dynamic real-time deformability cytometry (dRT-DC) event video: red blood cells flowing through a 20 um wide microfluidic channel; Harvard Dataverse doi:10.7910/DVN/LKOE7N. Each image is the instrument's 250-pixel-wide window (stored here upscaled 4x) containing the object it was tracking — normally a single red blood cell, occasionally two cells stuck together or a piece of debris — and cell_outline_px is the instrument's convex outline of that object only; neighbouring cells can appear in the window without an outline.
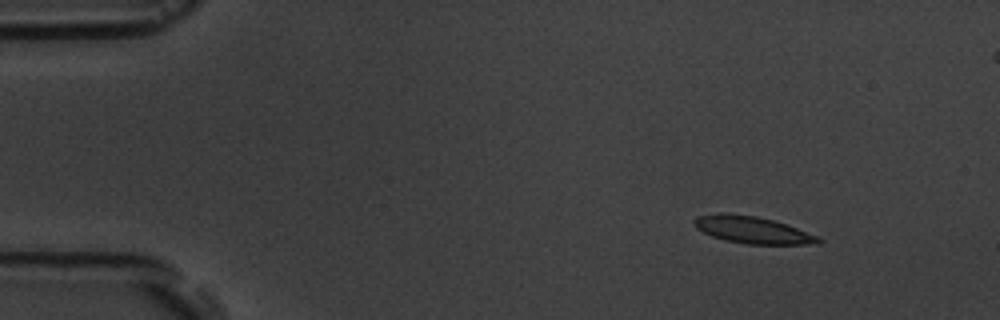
{"species": "common noctule bat (a hibernating species)", "species_latin": "Nyctalus noctula", "temperature_condition": "room temperature", "stored_images_in_passage": 4, "camera_frame_rate_fps": 3000, "um_per_image_px": 0.085, "animal": {"sex": "male", "body_mass_g": 19.5, "forearm_length_mm": 54.6}, "frame": {"image": 1, "passage_image": 1, "time_ms": 0.0, "image_size_px": [1000, 320], "cell_outline_px": [[824, 240], [820, 244], [748, 244], [724, 240], [712, 236], [696, 228], [692, 224], [692, 220], [696, 216], [720, 212], [728, 212], [756, 216], [772, 220], [820, 236]], "centroid_in_image_um": [63.93, 19.53], "position_along_channel_um": 21.1, "area_um2": 19.77}}
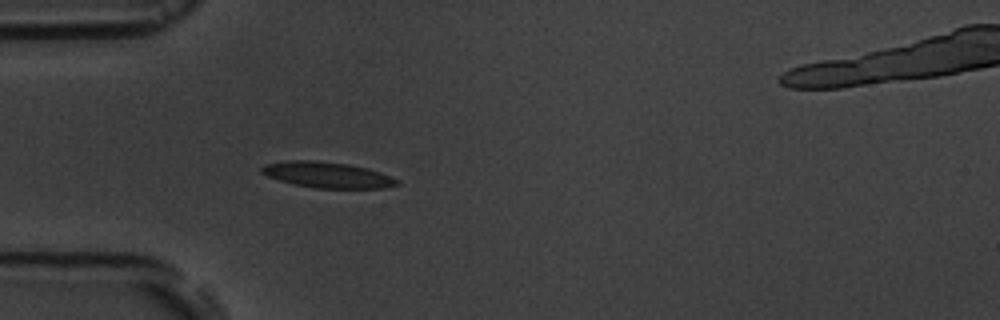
{"frame": {"image": 2, "passage_image": 3, "time_ms": 3.333, "image_size_px": [1000, 320], "cell_outline_px": [[400, 184], [384, 188], [316, 188], [292, 184], [268, 176], [260, 172], [260, 168], [264, 164], [288, 160], [316, 160], [348, 164], [380, 172], [400, 180]], "centroid_in_image_um": [27.81, 14.86], "position_along_channel_um": 57.2, "area_um2": 20.4}}